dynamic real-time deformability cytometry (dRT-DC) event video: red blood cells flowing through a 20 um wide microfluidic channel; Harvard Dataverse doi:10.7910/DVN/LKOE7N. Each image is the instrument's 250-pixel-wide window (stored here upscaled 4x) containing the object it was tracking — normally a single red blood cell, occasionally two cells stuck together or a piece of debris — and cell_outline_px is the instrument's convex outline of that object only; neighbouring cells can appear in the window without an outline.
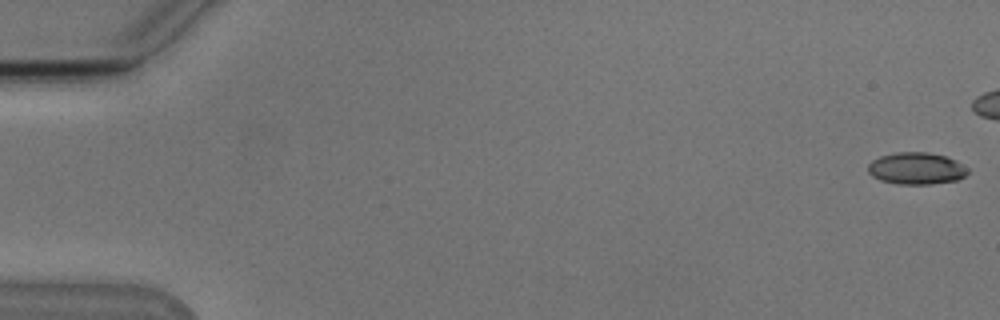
{"species": "Egyptian fruit bat (a non-hibernating species)", "species_latin": "Rousettus aegyptiacus", "temperature_condition": "cold", "stored_images_in_passage": 8, "camera_frame_rate_fps": 3000, "um_per_image_px": 0.085, "animal": {"sex": "male"}, "frame": {"image": 1, "passage_image": 1, "time_ms": 0.0, "image_size_px": [1000, 320], "cell_outline_px": [[968, 172], [964, 176], [956, 180], [932, 184], [896, 184], [880, 180], [872, 176], [868, 172], [868, 164], [872, 160], [880, 156], [896, 152], [928, 152], [944, 156], [956, 160], [968, 168]], "centroid_in_image_um": [77.87, 14.31], "position_along_channel_um": 7.1, "area_um2": 18.61}}